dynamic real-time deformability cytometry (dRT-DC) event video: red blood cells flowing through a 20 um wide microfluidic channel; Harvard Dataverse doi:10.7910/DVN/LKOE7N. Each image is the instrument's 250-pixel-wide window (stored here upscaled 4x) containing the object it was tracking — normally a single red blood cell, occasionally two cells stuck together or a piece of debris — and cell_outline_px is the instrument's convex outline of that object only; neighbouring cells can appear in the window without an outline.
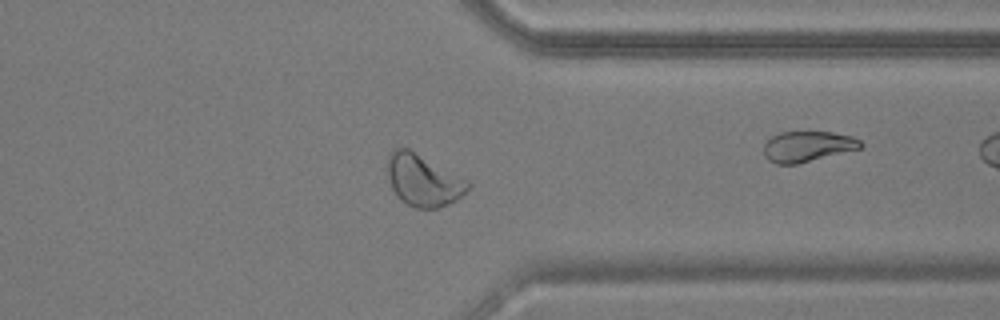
{"species": "common noctule bat (a hibernating species)", "species_latin": "Nyctalus noctula", "temperature_condition": "warm", "stored_images_in_passage": 44, "camera_frame_rate_fps": 3000, "um_per_image_px": 0.085, "animal": {"sex": "male", "body_mass_g": 17.9, "forearm_length_mm": 54.2}, "frame": {"image": 1, "passage_image": 32, "time_ms": 10.333, "image_size_px": [1000, 320], "cell_outline_px": [[472, 188], [456, 200], [448, 204], [436, 208], [416, 208], [400, 200], [392, 188], [388, 176], [388, 156], [392, 148], [408, 148], [468, 180], [472, 184]], "centroid_in_image_um": [36.0, 15.33], "position_along_channel_um": 375.4, "area_um2": 24.22}, "authors_computed_cell_mechanics": {"area_um2": 21.9062, "velocity_mm_per_s": 3.6892, "shape_relaxation_time_tau1_ms": 3.9843, "shape_relaxation_time_tau2_ms": 1.2767, "deformation_change_tau1": 0.1309, "deformation_change_tau2": 0.0651}}